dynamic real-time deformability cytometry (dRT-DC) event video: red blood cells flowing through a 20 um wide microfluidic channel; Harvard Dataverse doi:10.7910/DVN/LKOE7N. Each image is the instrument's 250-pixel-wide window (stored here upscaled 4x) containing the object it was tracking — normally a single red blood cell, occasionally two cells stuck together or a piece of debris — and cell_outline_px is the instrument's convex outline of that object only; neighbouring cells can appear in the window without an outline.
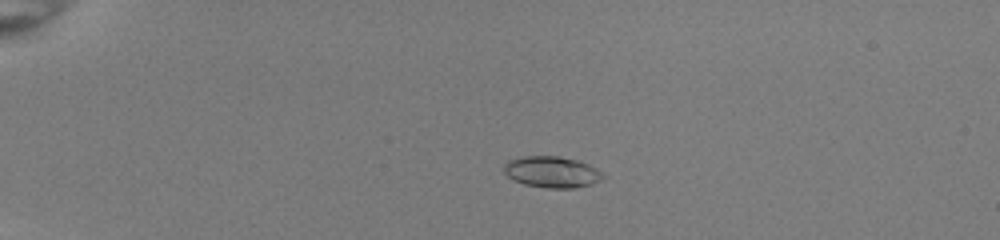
{"species": "common noctule bat (a hibernating species)", "species_latin": "Nyctalus noctula", "temperature_condition": "room temperature", "stored_images_in_passage": 53, "camera_frame_rate_fps": 3000, "um_per_image_px": 0.085, "animal": {"sex": "female", "body_mass_g": 22.0, "forearm_length_mm": 56.7}, "frame": {"image": 1, "passage_image": 14, "time_ms": 4.333, "image_size_px": [1000, 240], "cell_outline_px": [[608, 176], [604, 180], [592, 184], [576, 188], [548, 188], [524, 184], [512, 180], [504, 172], [504, 164], [508, 160], [524, 156], [560, 156], [576, 160], [588, 164], [596, 168]], "centroid_in_image_um": [46.95, 14.63], "position_along_channel_um": 38.0, "area_um2": 18.32}}
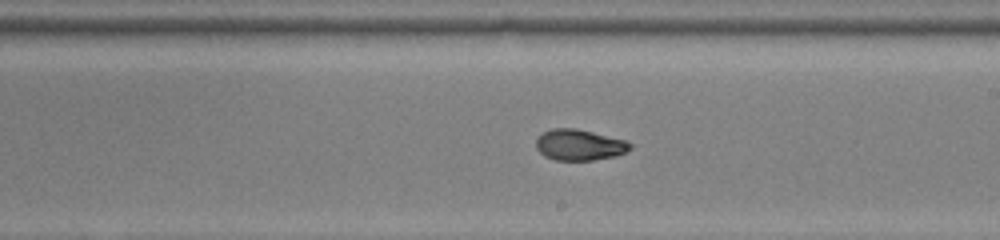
{"frame": {"image": 2, "passage_image": 34, "time_ms": 11.0, "image_size_px": [1000, 240], "cell_outline_px": [[632, 148], [616, 156], [592, 160], [556, 160], [544, 156], [536, 148], [536, 140], [544, 132], [552, 128], [576, 128], [624, 140], [632, 144]], "centroid_in_image_um": [49.23, 12.32], "position_along_channel_um": 239.8, "area_um2": 16.82}}
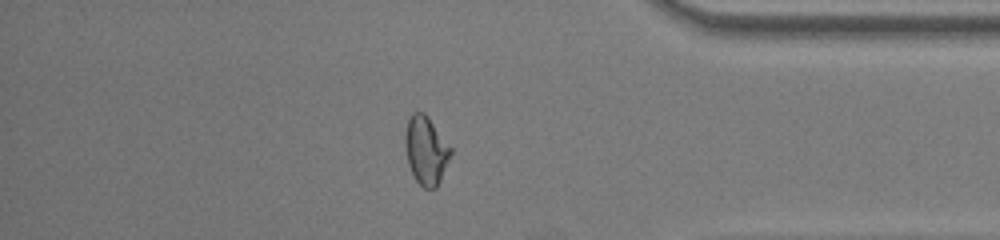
{"frame": {"image": 3, "passage_image": 47, "time_ms": 15.333, "image_size_px": [1000, 240], "cell_outline_px": [[452, 152], [440, 180], [436, 188], [424, 188], [416, 180], [408, 164], [404, 144], [404, 136], [408, 120], [412, 112], [424, 112], [428, 116], [452, 148]], "centroid_in_image_um": [36.2, 12.76], "position_along_channel_um": 399.0, "area_um2": 18.09}, "authors_computed_cell_mechanics": {"area_um2": 17.3978, "velocity_mm_per_s": 4.0047, "shape_relaxation_time_tau1_ms": 4.7973, "shape_relaxation_time_tau2_ms": 1.395, "deformation_change_tau1": 0.1961, "deformation_change_tau2": 0.0627}}